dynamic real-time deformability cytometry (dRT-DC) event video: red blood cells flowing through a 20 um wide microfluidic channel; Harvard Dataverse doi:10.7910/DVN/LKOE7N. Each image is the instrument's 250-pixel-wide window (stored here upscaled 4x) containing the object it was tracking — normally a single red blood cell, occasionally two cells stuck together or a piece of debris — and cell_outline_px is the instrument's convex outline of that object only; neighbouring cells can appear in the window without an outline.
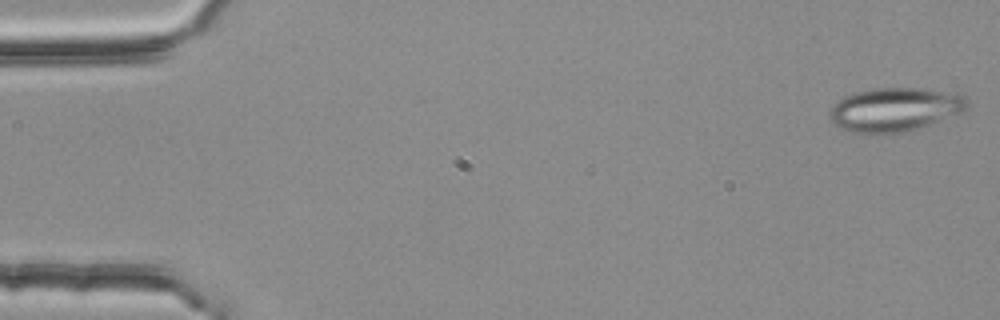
{"species": "common noctule bat (a hibernating species)", "species_latin": "Nyctalus noctula", "temperature_condition": "room temperature", "stored_images_in_passage": 6, "camera_frame_rate_fps": 3000, "um_per_image_px": 0.085, "animal": {"sex": "female", "body_mass_g": 25.1}, "frame": {"image": 1, "passage_image": 1, "time_ms": 0.0, "image_size_px": [1000, 320], "cell_outline_px": [[968, 104], [964, 112], [904, 132], [860, 136], [840, 128], [832, 120], [828, 112], [844, 96], [852, 92], [872, 88], [924, 88], [956, 92], [964, 96], [968, 100]], "centroid_in_image_um": [76.05, 9.32], "position_along_channel_um": 8.9, "area_um2": 35.6}}